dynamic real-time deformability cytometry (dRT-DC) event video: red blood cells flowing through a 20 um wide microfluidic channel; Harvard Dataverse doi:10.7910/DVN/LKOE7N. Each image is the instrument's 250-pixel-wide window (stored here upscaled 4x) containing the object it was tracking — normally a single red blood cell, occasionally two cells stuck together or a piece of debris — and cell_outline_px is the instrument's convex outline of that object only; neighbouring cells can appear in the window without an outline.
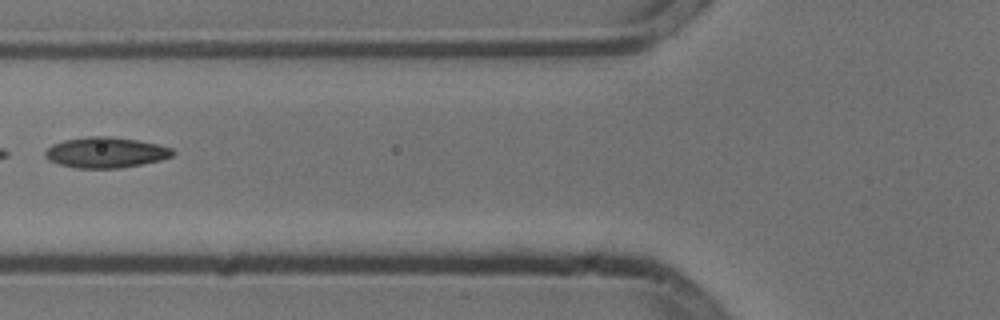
{"species": "common noctule bat (a hibernating species)", "species_latin": "Nyctalus noctula", "temperature_condition": "cold", "stored_images_in_passage": 5, "camera_frame_rate_fps": 3000, "um_per_image_px": 0.085, "animal": {"sex": "male", "body_mass_g": 13.3}, "frame": {"image": 1, "passage_image": 5, "time_ms": 1.333, "image_size_px": [1000, 320], "cell_outline_px": [[176, 152], [172, 156], [160, 160], [120, 168], [76, 168], [60, 164], [48, 160], [44, 156], [44, 152], [52, 144], [64, 140], [88, 136], [108, 136], [136, 140], [160, 144], [172, 148]], "centroid_in_image_um": [8.99, 12.95], "position_along_channel_um": 116.8, "area_um2": 22.77}}